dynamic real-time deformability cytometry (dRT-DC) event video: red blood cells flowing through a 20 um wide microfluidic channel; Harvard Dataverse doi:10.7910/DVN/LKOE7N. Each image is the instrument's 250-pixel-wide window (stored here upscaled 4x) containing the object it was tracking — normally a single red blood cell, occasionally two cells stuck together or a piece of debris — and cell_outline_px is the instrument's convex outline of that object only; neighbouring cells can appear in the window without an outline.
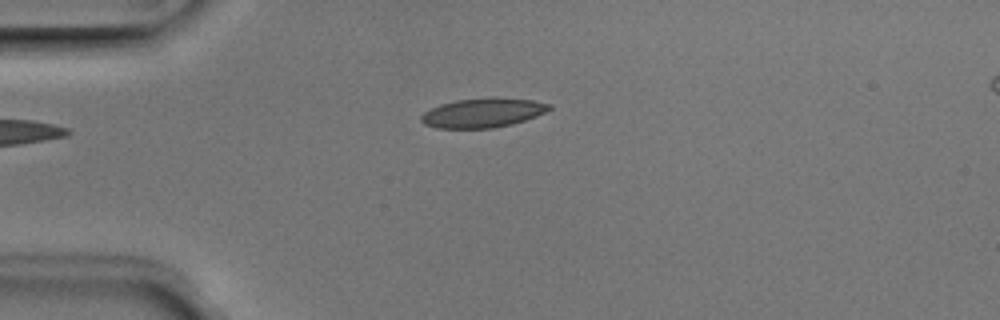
{"species": "Egyptian fruit bat (a non-hibernating species)", "species_latin": "Rousettus aegyptiacus", "temperature_condition": "room temperature", "stored_images_in_passage": 39, "camera_frame_rate_fps": 3000, "um_per_image_px": 0.085, "animal": {"sex": "male"}, "frame": {"image": 1, "passage_image": 1, "time_ms": 0.0, "image_size_px": [1000, 320], "cell_outline_px": [[552, 108], [536, 116], [512, 124], [492, 128], [436, 128], [424, 124], [420, 120], [420, 116], [424, 112], [440, 104], [456, 100], [532, 100], [552, 104]], "centroid_in_image_um": [40.99, 9.63], "position_along_channel_um": 44.0, "area_um2": 20.98}}
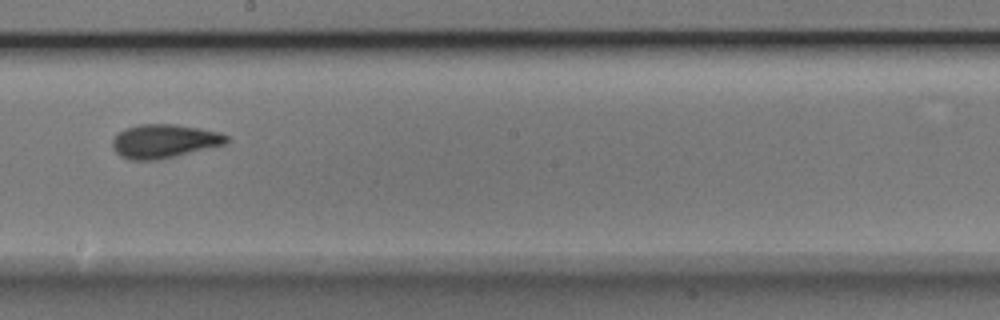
{"frame": {"image": 2, "passage_image": 17, "time_ms": 5.333, "image_size_px": [1000, 320], "cell_outline_px": [[232, 140], [224, 144], [160, 160], [128, 160], [120, 156], [112, 148], [112, 140], [124, 128], [140, 124], [176, 124], [200, 128], [216, 132], [228, 136]], "centroid_in_image_um": [13.93, 12.0], "position_along_channel_um": 234.3, "area_um2": 22.48}}
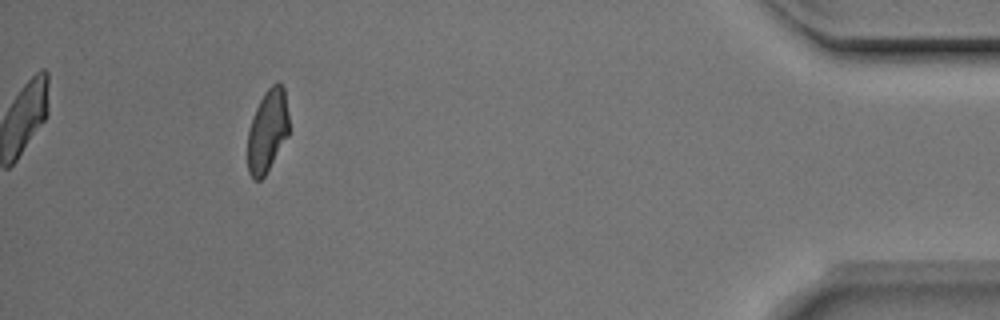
{"frame": {"image": 3, "passage_image": 35, "time_ms": 11.333, "image_size_px": [1000, 320], "cell_outline_px": [[288, 136], [264, 176], [260, 180], [252, 180], [248, 172], [248, 132], [256, 108], [264, 92], [272, 84], [280, 84], [284, 88], [288, 116]], "centroid_in_image_um": [22.73, 11.15], "position_along_channel_um": 412.5, "area_um2": 19.59}, "authors_computed_cell_mechanics": {"area_um2": 21.6172, "velocity_mm_per_s": 3.9744, "shape_relaxation_time_tau1_ms": 4.6273, "shape_relaxation_time_tau2_ms": 1.1109, "deformation_change_tau1": 0.1571, "deformation_change_tau2": 0.0508}}